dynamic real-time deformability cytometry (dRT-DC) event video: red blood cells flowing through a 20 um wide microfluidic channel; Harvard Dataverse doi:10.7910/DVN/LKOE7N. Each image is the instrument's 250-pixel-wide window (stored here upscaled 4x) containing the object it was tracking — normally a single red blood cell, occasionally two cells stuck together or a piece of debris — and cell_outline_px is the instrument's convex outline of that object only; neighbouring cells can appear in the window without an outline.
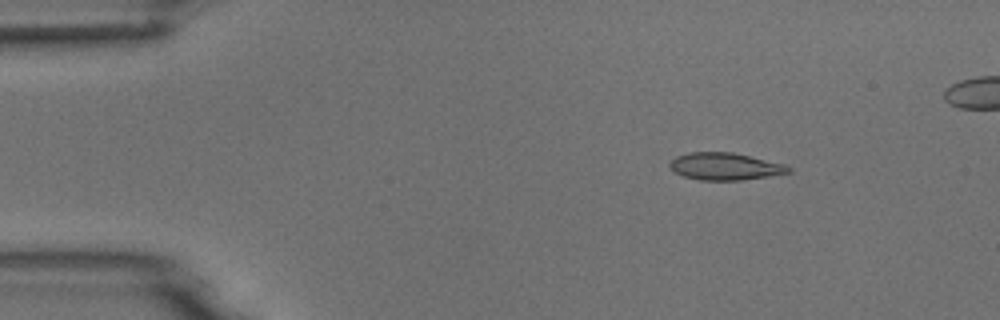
{"species": "common noctule bat (a hibernating species)", "species_latin": "Nyctalus noctula", "temperature_condition": "room temperature", "stored_images_in_passage": 6, "camera_frame_rate_fps": 3000, "um_per_image_px": 0.085, "animal": {"sex": "male", "body_mass_g": 18.8}, "frame": {"image": 1, "passage_image": 3, "time_ms": 2.333, "image_size_px": [1000, 320], "cell_outline_px": [[792, 172], [768, 176], [740, 180], [700, 180], [684, 176], [676, 172], [668, 164], [676, 156], [688, 152], [732, 152], [784, 164], [792, 168]], "centroid_in_image_um": [61.63, 14.14], "position_along_channel_um": 23.4, "area_um2": 18.67}}